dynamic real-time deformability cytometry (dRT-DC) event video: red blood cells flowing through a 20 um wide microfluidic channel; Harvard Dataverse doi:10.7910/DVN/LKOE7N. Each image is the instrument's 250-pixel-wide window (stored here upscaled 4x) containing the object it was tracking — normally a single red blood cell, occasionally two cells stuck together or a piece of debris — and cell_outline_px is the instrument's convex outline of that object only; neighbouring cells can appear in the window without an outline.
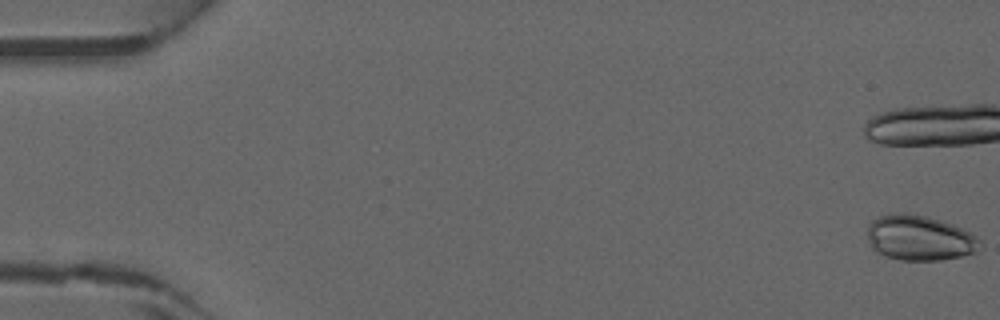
{"species": "common noctule bat (a hibernating species)", "species_latin": "Nyctalus noctula", "temperature_condition": "warm", "stored_images_in_passage": 17, "camera_frame_rate_fps": 3000, "um_per_image_px": 0.085, "animal": {"sex": "male", "forearm_length_mm": 52.5}, "frame": {"image": 1, "passage_image": 1, "time_ms": 0.0, "image_size_px": [1000, 320], "cell_outline_px": [[980, 240], [976, 252], [960, 256], [940, 260], [900, 260], [876, 252], [872, 248], [868, 240], [868, 224], [872, 220], [880, 216], [904, 212], [928, 216], [952, 224], [976, 236]], "centroid_in_image_um": [78.13, 20.22], "position_along_channel_um": 6.9, "area_um2": 29.42}}